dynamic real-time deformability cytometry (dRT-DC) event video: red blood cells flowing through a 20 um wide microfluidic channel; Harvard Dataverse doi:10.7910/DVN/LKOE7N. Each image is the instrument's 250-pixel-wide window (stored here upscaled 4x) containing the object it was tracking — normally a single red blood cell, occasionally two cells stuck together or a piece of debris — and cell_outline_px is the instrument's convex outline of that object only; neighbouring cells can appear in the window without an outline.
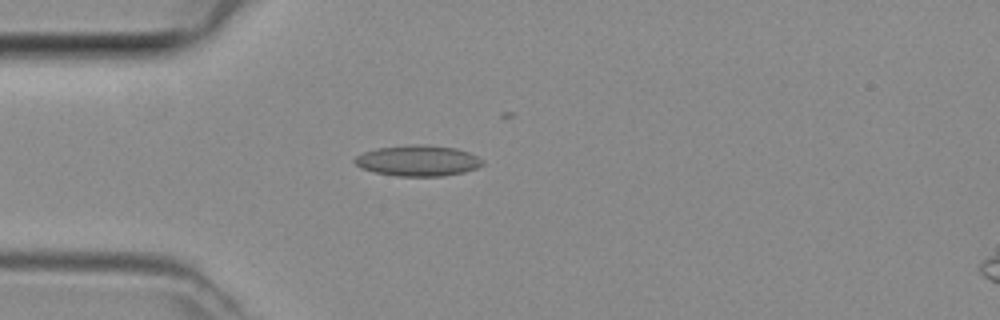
{"species": "common noctule bat (a hibernating species)", "species_latin": "Nyctalus noctula", "temperature_condition": "room temperature", "stored_images_in_passage": 2, "camera_frame_rate_fps": 3000, "um_per_image_px": 0.085, "animal": {"sex": "female", "body_mass_g": 29.2, "forearm_length_mm": 56.3}, "frame": {"image": 1, "passage_image": 1, "time_ms": 0.0, "image_size_px": [1000, 320], "cell_outline_px": [[484, 164], [476, 168], [464, 172], [444, 176], [396, 176], [376, 172], [360, 168], [352, 160], [356, 156], [364, 152], [376, 148], [408, 144], [424, 144], [456, 148], [468, 152], [484, 160]], "centroid_in_image_um": [35.51, 13.65], "position_along_channel_um": 49.5, "area_um2": 23.12}}